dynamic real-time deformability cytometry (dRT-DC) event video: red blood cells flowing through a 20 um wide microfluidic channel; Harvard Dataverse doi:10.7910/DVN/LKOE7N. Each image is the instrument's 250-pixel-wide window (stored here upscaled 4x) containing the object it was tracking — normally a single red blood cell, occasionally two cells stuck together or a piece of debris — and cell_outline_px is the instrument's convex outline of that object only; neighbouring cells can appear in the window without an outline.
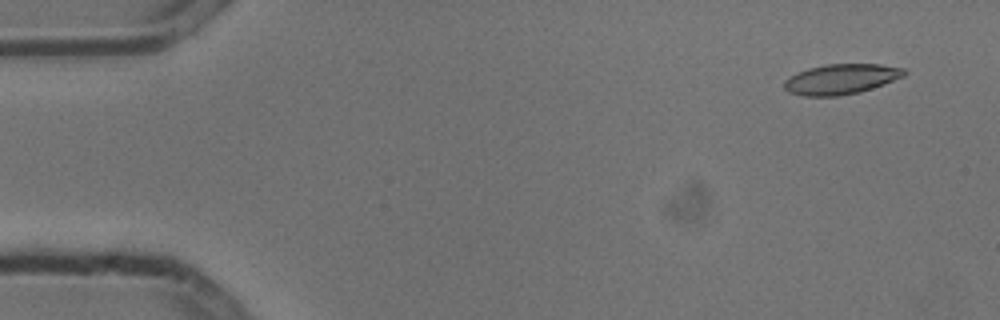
{"species": "common noctule bat (a hibernating species)", "species_latin": "Nyctalus noctula", "temperature_condition": "cold", "stored_images_in_passage": 4, "camera_frame_rate_fps": 3000, "um_per_image_px": 0.085, "animal": {"sex": "male", "body_mass_g": 13.3}, "frame": {"image": 1, "passage_image": 1, "time_ms": 0.0, "image_size_px": [1000, 320], "cell_outline_px": [[908, 72], [904, 76], [872, 88], [860, 92], [836, 96], [804, 96], [788, 92], [784, 88], [784, 80], [796, 72], [808, 68], [824, 64], [880, 64], [904, 68]], "centroid_in_image_um": [71.47, 6.72], "position_along_channel_um": 13.5, "area_um2": 21.21}}
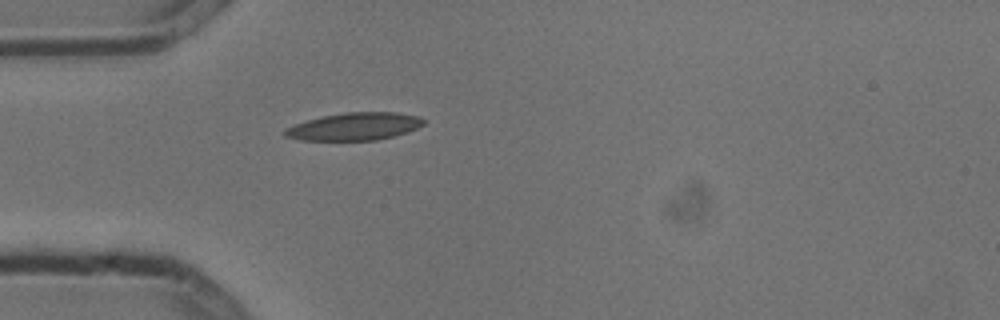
{"frame": {"image": 2, "passage_image": 4, "time_ms": 1.0, "image_size_px": [1000, 320], "cell_outline_px": [[424, 124], [408, 132], [376, 140], [300, 140], [284, 136], [280, 132], [284, 128], [308, 120], [324, 116], [344, 112], [396, 112], [420, 116], [424, 120]], "centroid_in_image_um": [30.11, 10.75], "position_along_channel_um": 54.9, "area_um2": 22.31}}